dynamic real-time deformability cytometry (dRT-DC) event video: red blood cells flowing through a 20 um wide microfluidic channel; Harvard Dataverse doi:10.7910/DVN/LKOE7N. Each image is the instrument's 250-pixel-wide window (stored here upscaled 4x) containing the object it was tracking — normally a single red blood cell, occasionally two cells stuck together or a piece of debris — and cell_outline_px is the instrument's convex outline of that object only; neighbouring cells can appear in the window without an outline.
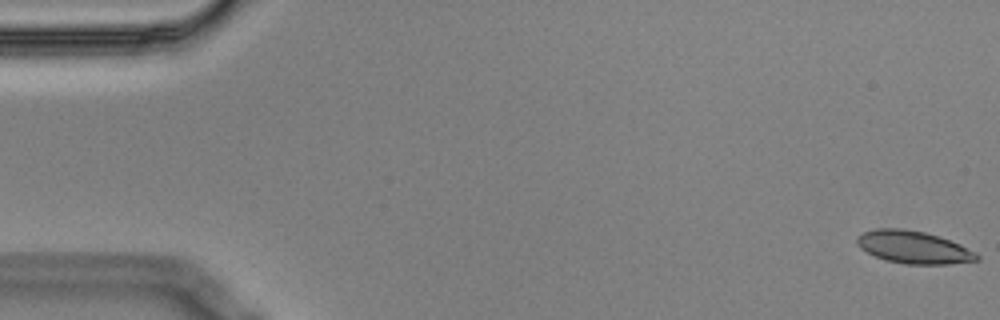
{"species": "Egyptian fruit bat (a non-hibernating species)", "species_latin": "Rousettus aegyptiacus", "temperature_condition": "cold", "stored_images_in_passage": 10, "camera_frame_rate_fps": 3000, "um_per_image_px": 0.085, "animal": {"sex": "male"}, "frame": {"image": 1, "passage_image": 1, "time_ms": 0.0, "image_size_px": [1000, 320], "cell_outline_px": [[980, 260], [948, 264], [904, 264], [884, 260], [860, 248], [856, 244], [856, 236], [864, 232], [876, 228], [900, 228], [924, 232], [940, 236], [960, 244], [976, 252], [980, 256]], "centroid_in_image_um": [77.66, 21.01], "position_along_channel_um": 7.3, "area_um2": 22.89}}